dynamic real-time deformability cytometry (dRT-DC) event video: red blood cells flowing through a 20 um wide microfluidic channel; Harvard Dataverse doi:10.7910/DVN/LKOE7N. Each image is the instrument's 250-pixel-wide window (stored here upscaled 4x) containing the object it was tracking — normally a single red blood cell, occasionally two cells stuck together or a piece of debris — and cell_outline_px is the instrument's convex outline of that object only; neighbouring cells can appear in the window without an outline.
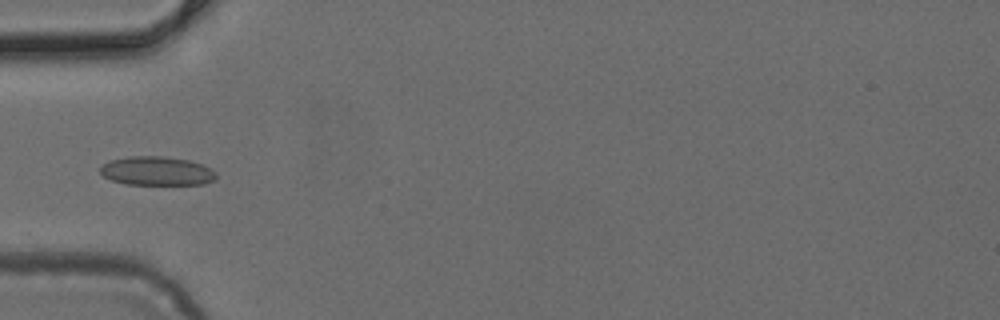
{"species": "common noctule bat (a hibernating species)", "species_latin": "Nyctalus noctula", "temperature_condition": "cold", "stored_images_in_passage": 4, "camera_frame_rate_fps": 3000, "um_per_image_px": 0.085, "animal": {"sex": "female", "body_mass_g": 24.6, "forearm_length_mm": 56.2}, "frame": {"image": 1, "passage_image": 3, "time_ms": 0.667, "image_size_px": [1000, 320], "cell_outline_px": [[216, 176], [212, 180], [204, 184], [128, 184], [112, 180], [104, 176], [100, 172], [100, 164], [112, 160], [132, 156], [164, 156], [188, 160], [212, 168], [216, 172]], "centroid_in_image_um": [13.32, 14.53], "position_along_channel_um": 71.7, "area_um2": 19.36}}
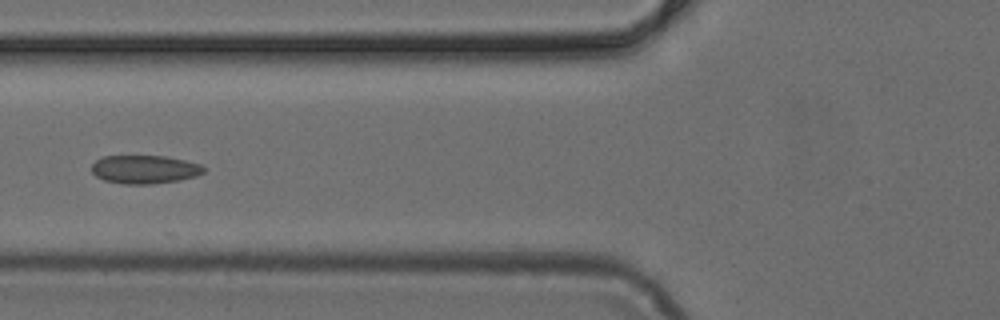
{"frame": {"image": 2, "passage_image": 4, "time_ms": 1.0, "image_size_px": [1000, 320], "cell_outline_px": [[204, 172], [196, 176], [180, 180], [152, 184], [124, 184], [104, 180], [96, 176], [92, 172], [92, 164], [96, 160], [104, 156], [168, 156], [200, 164], [204, 168]], "centroid_in_image_um": [12.29, 14.4], "position_along_channel_um": 113.5, "area_um2": 18.55}}